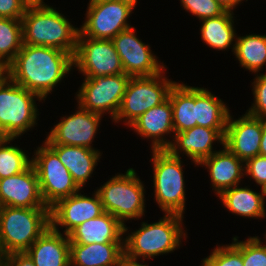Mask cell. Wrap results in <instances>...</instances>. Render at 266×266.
<instances>
[{
  "label": "cell",
  "instance_id": "6da1fadb",
  "mask_svg": "<svg viewBox=\"0 0 266 266\" xmlns=\"http://www.w3.org/2000/svg\"><path fill=\"white\" fill-rule=\"evenodd\" d=\"M73 67L72 54L54 47L23 44L6 68L13 82L45 100Z\"/></svg>",
  "mask_w": 266,
  "mask_h": 266
},
{
  "label": "cell",
  "instance_id": "7a4b0ae2",
  "mask_svg": "<svg viewBox=\"0 0 266 266\" xmlns=\"http://www.w3.org/2000/svg\"><path fill=\"white\" fill-rule=\"evenodd\" d=\"M44 0H33L22 16L23 44L58 48L74 56L80 28Z\"/></svg>",
  "mask_w": 266,
  "mask_h": 266
},
{
  "label": "cell",
  "instance_id": "3957f363",
  "mask_svg": "<svg viewBox=\"0 0 266 266\" xmlns=\"http://www.w3.org/2000/svg\"><path fill=\"white\" fill-rule=\"evenodd\" d=\"M183 216L179 214L164 213L159 221L154 223L142 222L141 227L134 232L128 233L124 240V256L132 260L153 259L172 253L182 243L181 240L187 237L186 231L182 228Z\"/></svg>",
  "mask_w": 266,
  "mask_h": 266
},
{
  "label": "cell",
  "instance_id": "277c9868",
  "mask_svg": "<svg viewBox=\"0 0 266 266\" xmlns=\"http://www.w3.org/2000/svg\"><path fill=\"white\" fill-rule=\"evenodd\" d=\"M50 226L49 207H9L0 210V258L26 252Z\"/></svg>",
  "mask_w": 266,
  "mask_h": 266
},
{
  "label": "cell",
  "instance_id": "5b68a950",
  "mask_svg": "<svg viewBox=\"0 0 266 266\" xmlns=\"http://www.w3.org/2000/svg\"><path fill=\"white\" fill-rule=\"evenodd\" d=\"M100 196L104 211L110 213L124 225L129 219H140L145 214V187L133 168L125 174H116L96 190Z\"/></svg>",
  "mask_w": 266,
  "mask_h": 266
},
{
  "label": "cell",
  "instance_id": "8992f818",
  "mask_svg": "<svg viewBox=\"0 0 266 266\" xmlns=\"http://www.w3.org/2000/svg\"><path fill=\"white\" fill-rule=\"evenodd\" d=\"M42 99L9 77L0 85V138H17L37 125Z\"/></svg>",
  "mask_w": 266,
  "mask_h": 266
},
{
  "label": "cell",
  "instance_id": "52a82bcc",
  "mask_svg": "<svg viewBox=\"0 0 266 266\" xmlns=\"http://www.w3.org/2000/svg\"><path fill=\"white\" fill-rule=\"evenodd\" d=\"M153 187L155 202L164 213L184 216L185 179L181 157L167 150H152Z\"/></svg>",
  "mask_w": 266,
  "mask_h": 266
},
{
  "label": "cell",
  "instance_id": "ba28073f",
  "mask_svg": "<svg viewBox=\"0 0 266 266\" xmlns=\"http://www.w3.org/2000/svg\"><path fill=\"white\" fill-rule=\"evenodd\" d=\"M165 69L154 76L131 77L126 87L120 109L113 122L123 120L130 126L150 108L166 101L176 83L165 77Z\"/></svg>",
  "mask_w": 266,
  "mask_h": 266
},
{
  "label": "cell",
  "instance_id": "9c48e42d",
  "mask_svg": "<svg viewBox=\"0 0 266 266\" xmlns=\"http://www.w3.org/2000/svg\"><path fill=\"white\" fill-rule=\"evenodd\" d=\"M35 155V156H34ZM32 156L39 182L40 193L46 206L81 190L58 155L43 141Z\"/></svg>",
  "mask_w": 266,
  "mask_h": 266
},
{
  "label": "cell",
  "instance_id": "30bf717a",
  "mask_svg": "<svg viewBox=\"0 0 266 266\" xmlns=\"http://www.w3.org/2000/svg\"><path fill=\"white\" fill-rule=\"evenodd\" d=\"M131 76L125 73L102 77H84L76 93L77 103L92 113H108L114 121Z\"/></svg>",
  "mask_w": 266,
  "mask_h": 266
},
{
  "label": "cell",
  "instance_id": "8fae6325",
  "mask_svg": "<svg viewBox=\"0 0 266 266\" xmlns=\"http://www.w3.org/2000/svg\"><path fill=\"white\" fill-rule=\"evenodd\" d=\"M138 1L89 0L80 33L89 38L112 40L130 27L128 18Z\"/></svg>",
  "mask_w": 266,
  "mask_h": 266
},
{
  "label": "cell",
  "instance_id": "7c38bea8",
  "mask_svg": "<svg viewBox=\"0 0 266 266\" xmlns=\"http://www.w3.org/2000/svg\"><path fill=\"white\" fill-rule=\"evenodd\" d=\"M73 64V69L77 68L84 77H102L124 73L112 40L89 38L80 32Z\"/></svg>",
  "mask_w": 266,
  "mask_h": 266
},
{
  "label": "cell",
  "instance_id": "4fadbf2b",
  "mask_svg": "<svg viewBox=\"0 0 266 266\" xmlns=\"http://www.w3.org/2000/svg\"><path fill=\"white\" fill-rule=\"evenodd\" d=\"M112 41L125 74L131 77L154 76L166 68L157 60L151 47L137 37L133 26L118 33Z\"/></svg>",
  "mask_w": 266,
  "mask_h": 266
},
{
  "label": "cell",
  "instance_id": "5bb4252c",
  "mask_svg": "<svg viewBox=\"0 0 266 266\" xmlns=\"http://www.w3.org/2000/svg\"><path fill=\"white\" fill-rule=\"evenodd\" d=\"M75 113L61 117V121L51 128L48 136L44 140L46 144H61L70 146H80L89 149L100 122L102 115L92 113L82 108L79 104ZM67 116V117H66Z\"/></svg>",
  "mask_w": 266,
  "mask_h": 266
},
{
  "label": "cell",
  "instance_id": "9a60e30c",
  "mask_svg": "<svg viewBox=\"0 0 266 266\" xmlns=\"http://www.w3.org/2000/svg\"><path fill=\"white\" fill-rule=\"evenodd\" d=\"M92 197L81 194L80 191L58 200L50 207V226L59 232L64 229V234L68 235L74 228L84 221L96 218L103 214L104 208L100 196L94 191Z\"/></svg>",
  "mask_w": 266,
  "mask_h": 266
},
{
  "label": "cell",
  "instance_id": "2e32d148",
  "mask_svg": "<svg viewBox=\"0 0 266 266\" xmlns=\"http://www.w3.org/2000/svg\"><path fill=\"white\" fill-rule=\"evenodd\" d=\"M262 137V119L245 113L238 119L228 116L224 146L244 163L258 156Z\"/></svg>",
  "mask_w": 266,
  "mask_h": 266
},
{
  "label": "cell",
  "instance_id": "e0dca14e",
  "mask_svg": "<svg viewBox=\"0 0 266 266\" xmlns=\"http://www.w3.org/2000/svg\"><path fill=\"white\" fill-rule=\"evenodd\" d=\"M226 128H206L194 126L183 132L174 133L170 146L166 149L171 155L181 157L183 152L196 166L217 150L213 149V142L224 145Z\"/></svg>",
  "mask_w": 266,
  "mask_h": 266
},
{
  "label": "cell",
  "instance_id": "ac0fdd59",
  "mask_svg": "<svg viewBox=\"0 0 266 266\" xmlns=\"http://www.w3.org/2000/svg\"><path fill=\"white\" fill-rule=\"evenodd\" d=\"M0 204L21 208L48 207L42 199L32 164L21 173L0 179Z\"/></svg>",
  "mask_w": 266,
  "mask_h": 266
},
{
  "label": "cell",
  "instance_id": "d6986e66",
  "mask_svg": "<svg viewBox=\"0 0 266 266\" xmlns=\"http://www.w3.org/2000/svg\"><path fill=\"white\" fill-rule=\"evenodd\" d=\"M130 128L134 129L137 135L147 138V140L151 139V150H166L172 140L164 136L173 133V138L175 133L170 99L168 98L160 105L150 108L136 119Z\"/></svg>",
  "mask_w": 266,
  "mask_h": 266
},
{
  "label": "cell",
  "instance_id": "ffe728a7",
  "mask_svg": "<svg viewBox=\"0 0 266 266\" xmlns=\"http://www.w3.org/2000/svg\"><path fill=\"white\" fill-rule=\"evenodd\" d=\"M211 156L204 158L197 166L208 169L214 193L219 195L228 188L239 185L245 175L244 162L233 154L226 146H222Z\"/></svg>",
  "mask_w": 266,
  "mask_h": 266
},
{
  "label": "cell",
  "instance_id": "44dd1931",
  "mask_svg": "<svg viewBox=\"0 0 266 266\" xmlns=\"http://www.w3.org/2000/svg\"><path fill=\"white\" fill-rule=\"evenodd\" d=\"M124 225L113 215L104 212L96 218L84 221L69 234L70 243H124Z\"/></svg>",
  "mask_w": 266,
  "mask_h": 266
},
{
  "label": "cell",
  "instance_id": "7402d4cb",
  "mask_svg": "<svg viewBox=\"0 0 266 266\" xmlns=\"http://www.w3.org/2000/svg\"><path fill=\"white\" fill-rule=\"evenodd\" d=\"M26 253L35 266H70L69 237L61 231L57 232L51 226L29 247Z\"/></svg>",
  "mask_w": 266,
  "mask_h": 266
},
{
  "label": "cell",
  "instance_id": "603a6c76",
  "mask_svg": "<svg viewBox=\"0 0 266 266\" xmlns=\"http://www.w3.org/2000/svg\"><path fill=\"white\" fill-rule=\"evenodd\" d=\"M68 169L77 185L82 189L90 180L97 162L102 156L99 149H89L80 146L47 144Z\"/></svg>",
  "mask_w": 266,
  "mask_h": 266
},
{
  "label": "cell",
  "instance_id": "cb8c5ba5",
  "mask_svg": "<svg viewBox=\"0 0 266 266\" xmlns=\"http://www.w3.org/2000/svg\"><path fill=\"white\" fill-rule=\"evenodd\" d=\"M218 197L224 208H227L232 214L253 219L266 217V190L262 188L261 192L258 193L247 186L241 187L237 185L225 189Z\"/></svg>",
  "mask_w": 266,
  "mask_h": 266
},
{
  "label": "cell",
  "instance_id": "d4e9b609",
  "mask_svg": "<svg viewBox=\"0 0 266 266\" xmlns=\"http://www.w3.org/2000/svg\"><path fill=\"white\" fill-rule=\"evenodd\" d=\"M124 256V243H70V266H113Z\"/></svg>",
  "mask_w": 266,
  "mask_h": 266
},
{
  "label": "cell",
  "instance_id": "484cf974",
  "mask_svg": "<svg viewBox=\"0 0 266 266\" xmlns=\"http://www.w3.org/2000/svg\"><path fill=\"white\" fill-rule=\"evenodd\" d=\"M168 98L172 106L175 133L197 126L194 86L176 82L171 88Z\"/></svg>",
  "mask_w": 266,
  "mask_h": 266
},
{
  "label": "cell",
  "instance_id": "4316f807",
  "mask_svg": "<svg viewBox=\"0 0 266 266\" xmlns=\"http://www.w3.org/2000/svg\"><path fill=\"white\" fill-rule=\"evenodd\" d=\"M234 13L227 10L224 14L201 20V38L204 43L215 50L230 49L234 52L236 41V30L234 28Z\"/></svg>",
  "mask_w": 266,
  "mask_h": 266
},
{
  "label": "cell",
  "instance_id": "83f0119b",
  "mask_svg": "<svg viewBox=\"0 0 266 266\" xmlns=\"http://www.w3.org/2000/svg\"><path fill=\"white\" fill-rule=\"evenodd\" d=\"M197 126L206 128H226L229 107L207 88L195 87Z\"/></svg>",
  "mask_w": 266,
  "mask_h": 266
},
{
  "label": "cell",
  "instance_id": "f1b7e54d",
  "mask_svg": "<svg viewBox=\"0 0 266 266\" xmlns=\"http://www.w3.org/2000/svg\"><path fill=\"white\" fill-rule=\"evenodd\" d=\"M233 54L242 68L255 74L260 73L266 65V35L236 36Z\"/></svg>",
  "mask_w": 266,
  "mask_h": 266
},
{
  "label": "cell",
  "instance_id": "f546056e",
  "mask_svg": "<svg viewBox=\"0 0 266 266\" xmlns=\"http://www.w3.org/2000/svg\"><path fill=\"white\" fill-rule=\"evenodd\" d=\"M23 46L21 19L0 17V67H7Z\"/></svg>",
  "mask_w": 266,
  "mask_h": 266
},
{
  "label": "cell",
  "instance_id": "4dcf8cb0",
  "mask_svg": "<svg viewBox=\"0 0 266 266\" xmlns=\"http://www.w3.org/2000/svg\"><path fill=\"white\" fill-rule=\"evenodd\" d=\"M14 140L15 138H0V179L21 173L32 164V158H29L25 150L10 143Z\"/></svg>",
  "mask_w": 266,
  "mask_h": 266
},
{
  "label": "cell",
  "instance_id": "1f68e13d",
  "mask_svg": "<svg viewBox=\"0 0 266 266\" xmlns=\"http://www.w3.org/2000/svg\"><path fill=\"white\" fill-rule=\"evenodd\" d=\"M265 240H266V234ZM259 236L248 237L245 241H239L233 237L231 243L241 254L243 266H266V242L265 245Z\"/></svg>",
  "mask_w": 266,
  "mask_h": 266
},
{
  "label": "cell",
  "instance_id": "d6a6232c",
  "mask_svg": "<svg viewBox=\"0 0 266 266\" xmlns=\"http://www.w3.org/2000/svg\"><path fill=\"white\" fill-rule=\"evenodd\" d=\"M200 266H243L242 254L232 245H218Z\"/></svg>",
  "mask_w": 266,
  "mask_h": 266
},
{
  "label": "cell",
  "instance_id": "836d02e7",
  "mask_svg": "<svg viewBox=\"0 0 266 266\" xmlns=\"http://www.w3.org/2000/svg\"><path fill=\"white\" fill-rule=\"evenodd\" d=\"M185 11L199 18V20L214 18L224 14L227 10L216 0H180Z\"/></svg>",
  "mask_w": 266,
  "mask_h": 266
},
{
  "label": "cell",
  "instance_id": "e575fe53",
  "mask_svg": "<svg viewBox=\"0 0 266 266\" xmlns=\"http://www.w3.org/2000/svg\"><path fill=\"white\" fill-rule=\"evenodd\" d=\"M257 75V76H256ZM252 83L254 103L246 111L251 116L261 119L266 118V73L255 74Z\"/></svg>",
  "mask_w": 266,
  "mask_h": 266
},
{
  "label": "cell",
  "instance_id": "d590c367",
  "mask_svg": "<svg viewBox=\"0 0 266 266\" xmlns=\"http://www.w3.org/2000/svg\"><path fill=\"white\" fill-rule=\"evenodd\" d=\"M246 177L249 175L257 185L266 190V156L258 155L244 163Z\"/></svg>",
  "mask_w": 266,
  "mask_h": 266
},
{
  "label": "cell",
  "instance_id": "8d00e7d4",
  "mask_svg": "<svg viewBox=\"0 0 266 266\" xmlns=\"http://www.w3.org/2000/svg\"><path fill=\"white\" fill-rule=\"evenodd\" d=\"M33 0H0V17L22 19Z\"/></svg>",
  "mask_w": 266,
  "mask_h": 266
},
{
  "label": "cell",
  "instance_id": "74e56055",
  "mask_svg": "<svg viewBox=\"0 0 266 266\" xmlns=\"http://www.w3.org/2000/svg\"><path fill=\"white\" fill-rule=\"evenodd\" d=\"M2 266H35L33 260L26 253H12L1 259Z\"/></svg>",
  "mask_w": 266,
  "mask_h": 266
},
{
  "label": "cell",
  "instance_id": "f35d334b",
  "mask_svg": "<svg viewBox=\"0 0 266 266\" xmlns=\"http://www.w3.org/2000/svg\"><path fill=\"white\" fill-rule=\"evenodd\" d=\"M113 266H149L147 264L140 263L137 260L129 259L125 256H123L117 263H115Z\"/></svg>",
  "mask_w": 266,
  "mask_h": 266
},
{
  "label": "cell",
  "instance_id": "ab89813d",
  "mask_svg": "<svg viewBox=\"0 0 266 266\" xmlns=\"http://www.w3.org/2000/svg\"><path fill=\"white\" fill-rule=\"evenodd\" d=\"M259 155L266 156V118L262 119V137Z\"/></svg>",
  "mask_w": 266,
  "mask_h": 266
},
{
  "label": "cell",
  "instance_id": "60d3db41",
  "mask_svg": "<svg viewBox=\"0 0 266 266\" xmlns=\"http://www.w3.org/2000/svg\"><path fill=\"white\" fill-rule=\"evenodd\" d=\"M220 3L226 10L234 11V9L240 4L243 0H216ZM248 1V0H246Z\"/></svg>",
  "mask_w": 266,
  "mask_h": 266
},
{
  "label": "cell",
  "instance_id": "b9f144b4",
  "mask_svg": "<svg viewBox=\"0 0 266 266\" xmlns=\"http://www.w3.org/2000/svg\"><path fill=\"white\" fill-rule=\"evenodd\" d=\"M8 78V70L6 67H0V85Z\"/></svg>",
  "mask_w": 266,
  "mask_h": 266
},
{
  "label": "cell",
  "instance_id": "7bdbcfd3",
  "mask_svg": "<svg viewBox=\"0 0 266 266\" xmlns=\"http://www.w3.org/2000/svg\"><path fill=\"white\" fill-rule=\"evenodd\" d=\"M114 1H137V0H114Z\"/></svg>",
  "mask_w": 266,
  "mask_h": 266
}]
</instances>
